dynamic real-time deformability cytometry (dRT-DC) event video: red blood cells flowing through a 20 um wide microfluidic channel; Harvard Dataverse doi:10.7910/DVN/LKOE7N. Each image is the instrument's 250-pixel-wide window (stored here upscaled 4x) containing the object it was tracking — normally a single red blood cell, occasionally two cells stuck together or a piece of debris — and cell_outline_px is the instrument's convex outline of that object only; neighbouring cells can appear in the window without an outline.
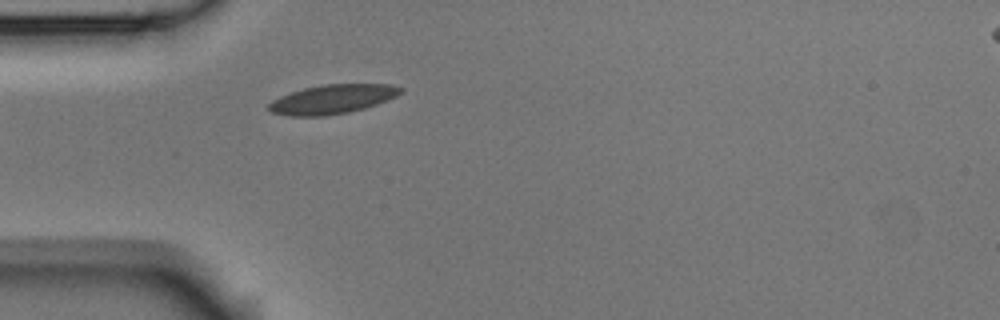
{"species": "Egyptian fruit bat (a non-hibernating species)", "species_latin": "Rousettus aegyptiacus", "temperature_condition": "room temperature", "stored_images_in_passage": 2, "camera_frame_rate_fps": 3000, "um_per_image_px": 0.085, "animal": {"sex": "male"}, "frame": {"image": 1, "passage_image": 2, "time_ms": 0.333, "image_size_px": [1000, 320], "cell_outline_px": [[404, 92], [396, 96], [376, 104], [364, 108], [348, 112], [324, 116], [288, 116], [272, 112], [268, 108], [268, 104], [272, 100], [280, 96], [304, 88], [324, 84], [392, 84], [404, 88]], "centroid_in_image_um": [28.27, 8.43], "position_along_channel_um": 56.7, "area_um2": 22.37}}